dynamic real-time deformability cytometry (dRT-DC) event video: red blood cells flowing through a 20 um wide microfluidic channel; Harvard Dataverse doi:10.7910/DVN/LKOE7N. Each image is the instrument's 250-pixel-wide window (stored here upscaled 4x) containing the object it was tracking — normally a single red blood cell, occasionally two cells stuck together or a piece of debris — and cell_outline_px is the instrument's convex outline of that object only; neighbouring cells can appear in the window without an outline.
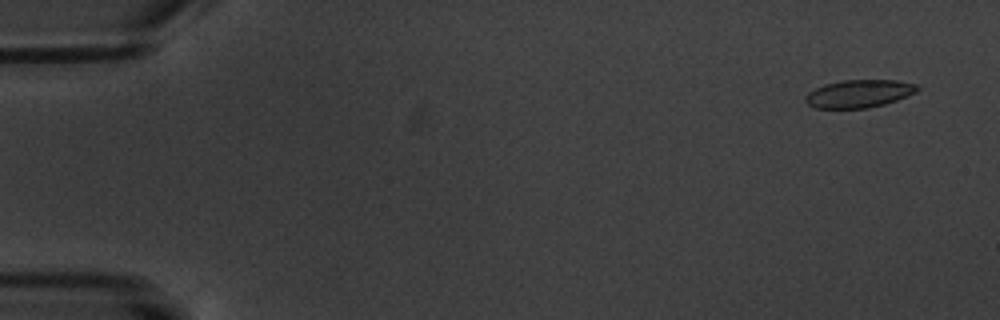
{"species": "common noctule bat (a hibernating species)", "species_latin": "Nyctalus noctula", "temperature_condition": "warm", "stored_images_in_passage": 3, "camera_frame_rate_fps": 3000, "um_per_image_px": 0.085, "animal": {"sex": "male", "body_mass_g": 20.1, "forearm_length_mm": 53.5}, "frame": {"image": 1, "passage_image": 1, "time_ms": 0.0, "image_size_px": [1000, 320], "cell_outline_px": [[920, 88], [916, 92], [896, 100], [884, 104], [868, 108], [816, 108], [808, 104], [804, 100], [804, 96], [808, 92], [824, 84], [844, 80], [896, 80], [916, 84]], "centroid_in_image_um": [73.0, 7.96], "position_along_channel_um": 12.0, "area_um2": 18.09}}